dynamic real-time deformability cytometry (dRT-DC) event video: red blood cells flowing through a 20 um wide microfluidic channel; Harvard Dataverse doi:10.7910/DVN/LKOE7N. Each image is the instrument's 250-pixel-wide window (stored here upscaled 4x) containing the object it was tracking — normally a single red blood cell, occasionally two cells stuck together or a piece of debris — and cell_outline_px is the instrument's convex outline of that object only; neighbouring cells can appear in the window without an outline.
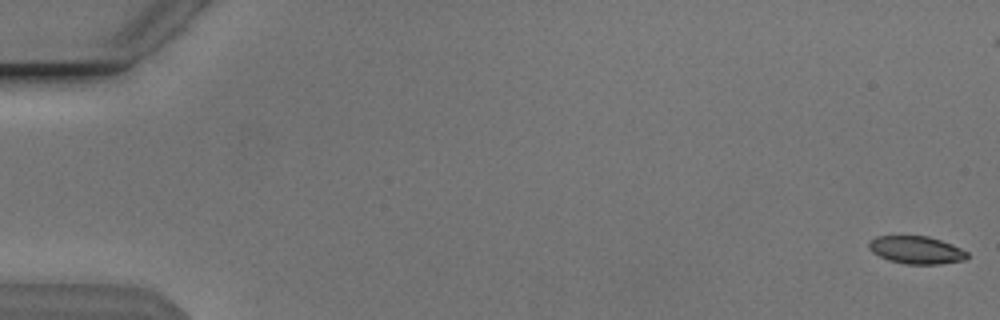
{"species": "Egyptian fruit bat (a non-hibernating species)", "species_latin": "Rousettus aegyptiacus", "temperature_condition": "cold", "stored_images_in_passage": 54, "camera_frame_rate_fps": 3000, "um_per_image_px": 0.085, "animal": {"sex": "male"}, "frame": {"image": 1, "passage_image": 1, "time_ms": 0.0, "image_size_px": [1000, 320], "cell_outline_px": [[968, 256], [964, 260], [940, 264], [904, 264], [888, 260], [872, 252], [868, 248], [868, 240], [876, 236], [928, 236], [952, 244], [968, 252]], "centroid_in_image_um": [77.86, 21.25], "position_along_channel_um": 7.1, "area_um2": 15.95}}
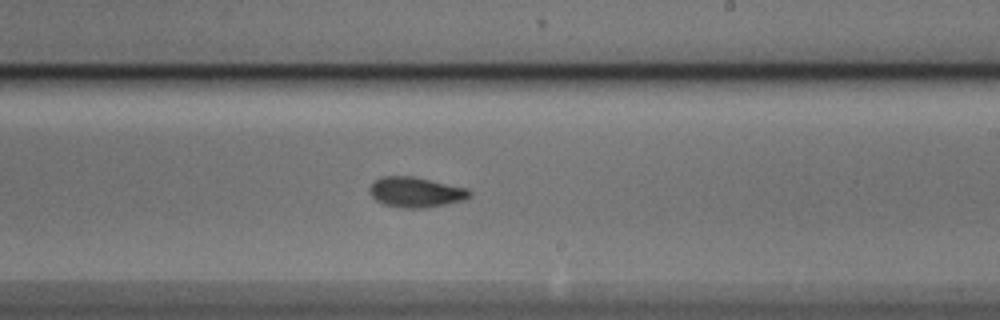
{"frame": {"image": 2, "passage_image": 33, "time_ms": 10.667, "image_size_px": [1000, 320], "cell_outline_px": [[472, 196], [464, 200], [424, 208], [404, 208], [384, 204], [376, 200], [372, 196], [368, 188], [380, 176], [412, 176], [468, 188], [472, 192]], "centroid_in_image_um": [35.36, 16.33], "position_along_channel_um": 253.6, "area_um2": 17.57}}
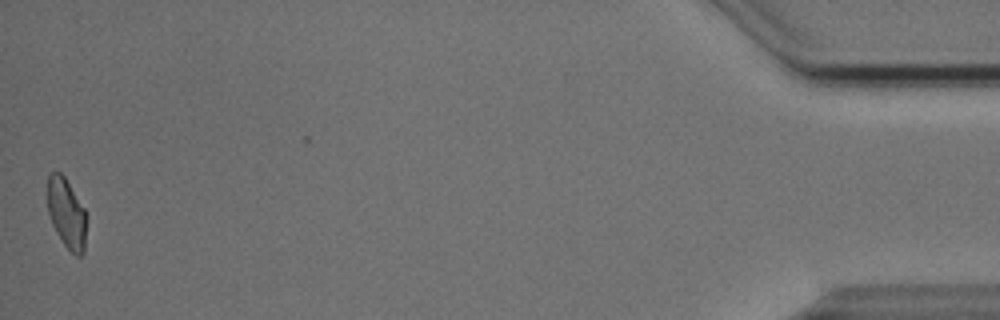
{"frame": {"image": 3, "passage_image": 54, "time_ms": 17.667, "image_size_px": [1000, 320], "cell_outline_px": [[84, 252], [80, 256], [76, 256], [64, 244], [56, 232], [52, 224], [48, 212], [48, 176], [52, 172], [60, 172], [64, 176], [84, 208]], "centroid_in_image_um": [5.62, 18.12], "position_along_channel_um": 429.6, "area_um2": 15.32}, "authors_computed_cell_mechanics": {"area_um2": 16.9354, "velocity_mm_per_s": 3.8333, "shape_relaxation_time_tau1_ms": 3.7338, "shape_relaxation_time_tau2_ms": 2.693, "deformation_change_tau1": 0.1277, "deformation_change_tau2": 0.0743}}